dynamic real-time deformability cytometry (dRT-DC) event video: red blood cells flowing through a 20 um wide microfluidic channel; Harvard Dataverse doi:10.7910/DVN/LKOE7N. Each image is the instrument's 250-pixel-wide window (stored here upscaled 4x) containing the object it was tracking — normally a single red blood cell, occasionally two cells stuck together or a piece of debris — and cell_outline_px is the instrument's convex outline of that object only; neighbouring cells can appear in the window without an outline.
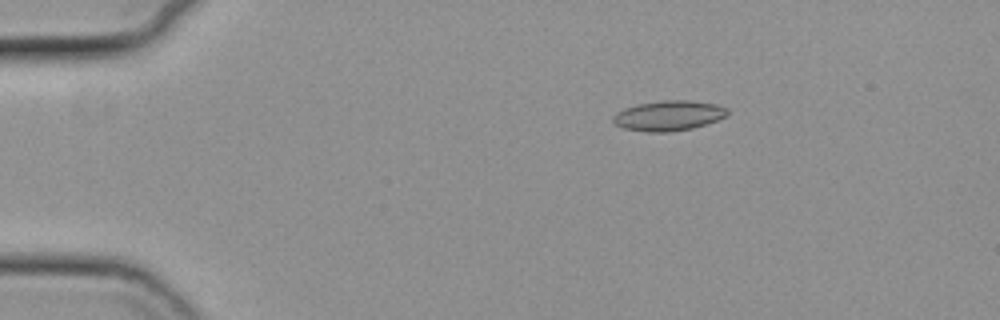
{"species": "common noctule bat (a hibernating species)", "species_latin": "Nyctalus noctula", "temperature_condition": "cold", "stored_images_in_passage": 49, "camera_frame_rate_fps": 3000, "um_per_image_px": 0.085, "animal": {"sex": "female", "body_mass_g": 19.3, "forearm_length_mm": 54.1}, "frame": {"image": 1, "passage_image": 3, "time_ms": 0.667, "image_size_px": [1000, 320], "cell_outline_px": [[728, 116], [692, 128], [668, 132], [648, 132], [624, 128], [616, 124], [612, 120], [612, 116], [616, 112], [624, 108], [640, 104], [664, 100], [688, 100], [716, 104], [728, 108]], "centroid_in_image_um": [56.83, 9.82], "position_along_channel_um": 28.2, "area_um2": 19.94}}
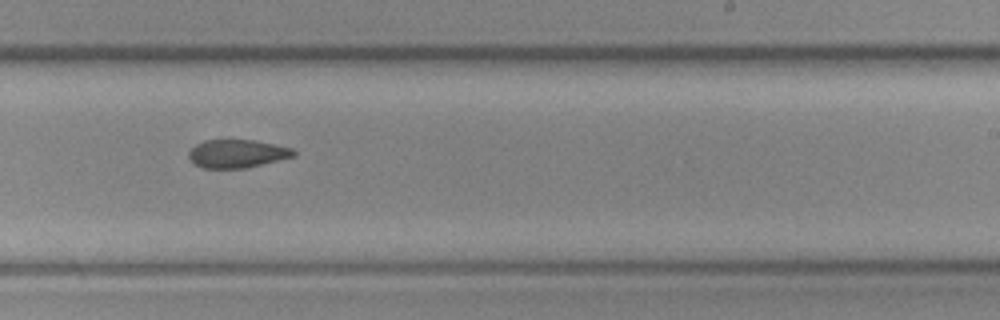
{"frame": {"image": 2, "passage_image": 28, "time_ms": 9.0, "image_size_px": [1000, 320], "cell_outline_px": [[296, 156], [248, 168], [204, 168], [196, 164], [188, 156], [188, 152], [196, 144], [204, 140], [252, 140], [292, 148], [296, 152]], "centroid_in_image_um": [20.18, 13.06], "position_along_channel_um": 268.8, "area_um2": 17.17}}
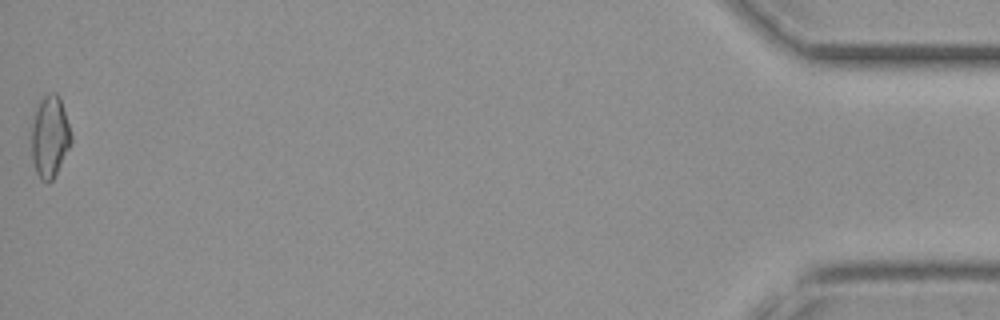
{"frame": {"image": 3, "passage_image": 49, "time_ms": 16.0, "image_size_px": [1000, 320], "cell_outline_px": [[72, 140], [52, 180], [40, 180], [36, 172], [32, 160], [32, 124], [36, 108], [40, 100], [48, 92], [56, 92], [60, 96], [72, 136]], "centroid_in_image_um": [4.23, 11.56], "position_along_channel_um": 431.0, "area_um2": 18.61}, "authors_computed_cell_mechanics": {"area_um2": 18.5538, "velocity_mm_per_s": 3.7269, "shape_relaxation_time_tau1_ms": 9.2564, "shape_relaxation_time_tau2_ms": 4.0198, "deformation_change_tau1": 0.1512, "deformation_change_tau2": 0.0996}}